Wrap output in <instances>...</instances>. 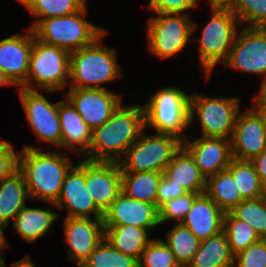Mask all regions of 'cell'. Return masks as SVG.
Instances as JSON below:
<instances>
[{
    "instance_id": "obj_1",
    "label": "cell",
    "mask_w": 266,
    "mask_h": 267,
    "mask_svg": "<svg viewBox=\"0 0 266 267\" xmlns=\"http://www.w3.org/2000/svg\"><path fill=\"white\" fill-rule=\"evenodd\" d=\"M59 149L42 151L25 145L19 151L18 170L23 174L29 197L51 205L57 202L66 173L73 165Z\"/></svg>"
},
{
    "instance_id": "obj_2",
    "label": "cell",
    "mask_w": 266,
    "mask_h": 267,
    "mask_svg": "<svg viewBox=\"0 0 266 267\" xmlns=\"http://www.w3.org/2000/svg\"><path fill=\"white\" fill-rule=\"evenodd\" d=\"M122 105L107 122L92 131L87 160L118 163L146 128L143 106Z\"/></svg>"
},
{
    "instance_id": "obj_3",
    "label": "cell",
    "mask_w": 266,
    "mask_h": 267,
    "mask_svg": "<svg viewBox=\"0 0 266 267\" xmlns=\"http://www.w3.org/2000/svg\"><path fill=\"white\" fill-rule=\"evenodd\" d=\"M93 44L70 53L69 88H104L100 84L122 77L115 49L102 46V37Z\"/></svg>"
},
{
    "instance_id": "obj_4",
    "label": "cell",
    "mask_w": 266,
    "mask_h": 267,
    "mask_svg": "<svg viewBox=\"0 0 266 267\" xmlns=\"http://www.w3.org/2000/svg\"><path fill=\"white\" fill-rule=\"evenodd\" d=\"M210 7L211 19L204 25L200 39H193L198 42L199 59L207 77L217 63L226 61L238 33L236 28L241 26L226 4L212 3Z\"/></svg>"
},
{
    "instance_id": "obj_5",
    "label": "cell",
    "mask_w": 266,
    "mask_h": 267,
    "mask_svg": "<svg viewBox=\"0 0 266 267\" xmlns=\"http://www.w3.org/2000/svg\"><path fill=\"white\" fill-rule=\"evenodd\" d=\"M143 106L145 127L157 133L170 134L184 141L183 132L190 127V96L176 87H164Z\"/></svg>"
},
{
    "instance_id": "obj_6",
    "label": "cell",
    "mask_w": 266,
    "mask_h": 267,
    "mask_svg": "<svg viewBox=\"0 0 266 267\" xmlns=\"http://www.w3.org/2000/svg\"><path fill=\"white\" fill-rule=\"evenodd\" d=\"M87 11L86 4L74 14L42 19L33 28L35 37L69 53L90 46L107 30L86 21L84 16Z\"/></svg>"
},
{
    "instance_id": "obj_7",
    "label": "cell",
    "mask_w": 266,
    "mask_h": 267,
    "mask_svg": "<svg viewBox=\"0 0 266 267\" xmlns=\"http://www.w3.org/2000/svg\"><path fill=\"white\" fill-rule=\"evenodd\" d=\"M70 53L62 48L41 42L35 37L30 54L29 71L20 88L56 92L69 84Z\"/></svg>"
},
{
    "instance_id": "obj_8",
    "label": "cell",
    "mask_w": 266,
    "mask_h": 267,
    "mask_svg": "<svg viewBox=\"0 0 266 267\" xmlns=\"http://www.w3.org/2000/svg\"><path fill=\"white\" fill-rule=\"evenodd\" d=\"M183 141L170 134H149L143 132L126 150L119 161L122 173L162 172L171 162L174 154L181 148Z\"/></svg>"
},
{
    "instance_id": "obj_9",
    "label": "cell",
    "mask_w": 266,
    "mask_h": 267,
    "mask_svg": "<svg viewBox=\"0 0 266 267\" xmlns=\"http://www.w3.org/2000/svg\"><path fill=\"white\" fill-rule=\"evenodd\" d=\"M236 97H207L190 95V126L198 116L202 129L201 137H222L231 139L240 109ZM193 121V122H192Z\"/></svg>"
},
{
    "instance_id": "obj_10",
    "label": "cell",
    "mask_w": 266,
    "mask_h": 267,
    "mask_svg": "<svg viewBox=\"0 0 266 267\" xmlns=\"http://www.w3.org/2000/svg\"><path fill=\"white\" fill-rule=\"evenodd\" d=\"M195 29L197 24L187 14L156 13L148 21V48L159 59L175 56L186 48Z\"/></svg>"
},
{
    "instance_id": "obj_11",
    "label": "cell",
    "mask_w": 266,
    "mask_h": 267,
    "mask_svg": "<svg viewBox=\"0 0 266 267\" xmlns=\"http://www.w3.org/2000/svg\"><path fill=\"white\" fill-rule=\"evenodd\" d=\"M18 90L28 124L37 138L59 147L61 143L59 101L51 103L37 90L25 88Z\"/></svg>"
},
{
    "instance_id": "obj_12",
    "label": "cell",
    "mask_w": 266,
    "mask_h": 267,
    "mask_svg": "<svg viewBox=\"0 0 266 267\" xmlns=\"http://www.w3.org/2000/svg\"><path fill=\"white\" fill-rule=\"evenodd\" d=\"M225 66L266 76V28L245 26L237 33Z\"/></svg>"
},
{
    "instance_id": "obj_13",
    "label": "cell",
    "mask_w": 266,
    "mask_h": 267,
    "mask_svg": "<svg viewBox=\"0 0 266 267\" xmlns=\"http://www.w3.org/2000/svg\"><path fill=\"white\" fill-rule=\"evenodd\" d=\"M64 94L92 131L107 122L122 103L121 95L106 88H69Z\"/></svg>"
},
{
    "instance_id": "obj_14",
    "label": "cell",
    "mask_w": 266,
    "mask_h": 267,
    "mask_svg": "<svg viewBox=\"0 0 266 267\" xmlns=\"http://www.w3.org/2000/svg\"><path fill=\"white\" fill-rule=\"evenodd\" d=\"M73 164L66 173L54 207L66 209V217L103 218L104 213L95 205L85 183V160Z\"/></svg>"
},
{
    "instance_id": "obj_15",
    "label": "cell",
    "mask_w": 266,
    "mask_h": 267,
    "mask_svg": "<svg viewBox=\"0 0 266 267\" xmlns=\"http://www.w3.org/2000/svg\"><path fill=\"white\" fill-rule=\"evenodd\" d=\"M63 226L68 261L80 267L104 238L103 218L65 217Z\"/></svg>"
},
{
    "instance_id": "obj_16",
    "label": "cell",
    "mask_w": 266,
    "mask_h": 267,
    "mask_svg": "<svg viewBox=\"0 0 266 267\" xmlns=\"http://www.w3.org/2000/svg\"><path fill=\"white\" fill-rule=\"evenodd\" d=\"M233 158L249 160L266 149V128L263 118L251 106L247 111H240L231 137Z\"/></svg>"
},
{
    "instance_id": "obj_17",
    "label": "cell",
    "mask_w": 266,
    "mask_h": 267,
    "mask_svg": "<svg viewBox=\"0 0 266 267\" xmlns=\"http://www.w3.org/2000/svg\"><path fill=\"white\" fill-rule=\"evenodd\" d=\"M122 171L117 162H94L85 159V183L95 205L103 212L121 192Z\"/></svg>"
},
{
    "instance_id": "obj_18",
    "label": "cell",
    "mask_w": 266,
    "mask_h": 267,
    "mask_svg": "<svg viewBox=\"0 0 266 267\" xmlns=\"http://www.w3.org/2000/svg\"><path fill=\"white\" fill-rule=\"evenodd\" d=\"M104 226L133 225L153 229L160 225L159 209L155 204L128 197L120 192L103 216Z\"/></svg>"
},
{
    "instance_id": "obj_19",
    "label": "cell",
    "mask_w": 266,
    "mask_h": 267,
    "mask_svg": "<svg viewBox=\"0 0 266 267\" xmlns=\"http://www.w3.org/2000/svg\"><path fill=\"white\" fill-rule=\"evenodd\" d=\"M27 35L15 34L0 41V69L9 81L20 88L26 81L34 31L27 28Z\"/></svg>"
},
{
    "instance_id": "obj_20",
    "label": "cell",
    "mask_w": 266,
    "mask_h": 267,
    "mask_svg": "<svg viewBox=\"0 0 266 267\" xmlns=\"http://www.w3.org/2000/svg\"><path fill=\"white\" fill-rule=\"evenodd\" d=\"M183 146L193 156L206 179L227 169L233 159L231 139L200 136L194 141L185 139Z\"/></svg>"
},
{
    "instance_id": "obj_21",
    "label": "cell",
    "mask_w": 266,
    "mask_h": 267,
    "mask_svg": "<svg viewBox=\"0 0 266 267\" xmlns=\"http://www.w3.org/2000/svg\"><path fill=\"white\" fill-rule=\"evenodd\" d=\"M224 215L218 205L206 194H199L181 224L200 241L223 231Z\"/></svg>"
},
{
    "instance_id": "obj_22",
    "label": "cell",
    "mask_w": 266,
    "mask_h": 267,
    "mask_svg": "<svg viewBox=\"0 0 266 267\" xmlns=\"http://www.w3.org/2000/svg\"><path fill=\"white\" fill-rule=\"evenodd\" d=\"M59 119L61 143L58 148H69L72 150L70 153L87 156L92 142V130L67 99L59 101Z\"/></svg>"
},
{
    "instance_id": "obj_23",
    "label": "cell",
    "mask_w": 266,
    "mask_h": 267,
    "mask_svg": "<svg viewBox=\"0 0 266 267\" xmlns=\"http://www.w3.org/2000/svg\"><path fill=\"white\" fill-rule=\"evenodd\" d=\"M163 174L187 192L205 193L207 179L196 165L193 156L183 145L174 154Z\"/></svg>"
},
{
    "instance_id": "obj_24",
    "label": "cell",
    "mask_w": 266,
    "mask_h": 267,
    "mask_svg": "<svg viewBox=\"0 0 266 267\" xmlns=\"http://www.w3.org/2000/svg\"><path fill=\"white\" fill-rule=\"evenodd\" d=\"M59 217L60 214L50 208H30L25 205L14 218L12 228L20 238L32 243L44 236Z\"/></svg>"
},
{
    "instance_id": "obj_25",
    "label": "cell",
    "mask_w": 266,
    "mask_h": 267,
    "mask_svg": "<svg viewBox=\"0 0 266 267\" xmlns=\"http://www.w3.org/2000/svg\"><path fill=\"white\" fill-rule=\"evenodd\" d=\"M153 229L133 225L104 226V238L117 250L139 261L145 247L153 240Z\"/></svg>"
},
{
    "instance_id": "obj_26",
    "label": "cell",
    "mask_w": 266,
    "mask_h": 267,
    "mask_svg": "<svg viewBox=\"0 0 266 267\" xmlns=\"http://www.w3.org/2000/svg\"><path fill=\"white\" fill-rule=\"evenodd\" d=\"M234 254L224 231L204 239L187 267H233Z\"/></svg>"
},
{
    "instance_id": "obj_27",
    "label": "cell",
    "mask_w": 266,
    "mask_h": 267,
    "mask_svg": "<svg viewBox=\"0 0 266 267\" xmlns=\"http://www.w3.org/2000/svg\"><path fill=\"white\" fill-rule=\"evenodd\" d=\"M27 197L25 178L19 170L4 178L0 182V222L8 227L9 220L15 218L25 206Z\"/></svg>"
},
{
    "instance_id": "obj_28",
    "label": "cell",
    "mask_w": 266,
    "mask_h": 267,
    "mask_svg": "<svg viewBox=\"0 0 266 267\" xmlns=\"http://www.w3.org/2000/svg\"><path fill=\"white\" fill-rule=\"evenodd\" d=\"M162 172L122 173L121 192L133 199L155 204Z\"/></svg>"
},
{
    "instance_id": "obj_29",
    "label": "cell",
    "mask_w": 266,
    "mask_h": 267,
    "mask_svg": "<svg viewBox=\"0 0 266 267\" xmlns=\"http://www.w3.org/2000/svg\"><path fill=\"white\" fill-rule=\"evenodd\" d=\"M205 193L225 213L231 211L244 200L227 169L207 178Z\"/></svg>"
},
{
    "instance_id": "obj_30",
    "label": "cell",
    "mask_w": 266,
    "mask_h": 267,
    "mask_svg": "<svg viewBox=\"0 0 266 267\" xmlns=\"http://www.w3.org/2000/svg\"><path fill=\"white\" fill-rule=\"evenodd\" d=\"M164 243L170 248L181 267H187L199 249L200 240L181 223L167 232Z\"/></svg>"
},
{
    "instance_id": "obj_31",
    "label": "cell",
    "mask_w": 266,
    "mask_h": 267,
    "mask_svg": "<svg viewBox=\"0 0 266 267\" xmlns=\"http://www.w3.org/2000/svg\"><path fill=\"white\" fill-rule=\"evenodd\" d=\"M227 170L243 199L261 198L262 182L251 161L233 158Z\"/></svg>"
},
{
    "instance_id": "obj_32",
    "label": "cell",
    "mask_w": 266,
    "mask_h": 267,
    "mask_svg": "<svg viewBox=\"0 0 266 267\" xmlns=\"http://www.w3.org/2000/svg\"><path fill=\"white\" fill-rule=\"evenodd\" d=\"M86 0H29L24 6L38 17L29 27L33 29L42 19L67 16L80 11Z\"/></svg>"
},
{
    "instance_id": "obj_33",
    "label": "cell",
    "mask_w": 266,
    "mask_h": 267,
    "mask_svg": "<svg viewBox=\"0 0 266 267\" xmlns=\"http://www.w3.org/2000/svg\"><path fill=\"white\" fill-rule=\"evenodd\" d=\"M80 267H139L138 260L115 249L105 238Z\"/></svg>"
},
{
    "instance_id": "obj_34",
    "label": "cell",
    "mask_w": 266,
    "mask_h": 267,
    "mask_svg": "<svg viewBox=\"0 0 266 267\" xmlns=\"http://www.w3.org/2000/svg\"><path fill=\"white\" fill-rule=\"evenodd\" d=\"M223 231L234 256L261 239L248 223L237 219L230 211L224 215Z\"/></svg>"
},
{
    "instance_id": "obj_35",
    "label": "cell",
    "mask_w": 266,
    "mask_h": 267,
    "mask_svg": "<svg viewBox=\"0 0 266 267\" xmlns=\"http://www.w3.org/2000/svg\"><path fill=\"white\" fill-rule=\"evenodd\" d=\"M237 219L248 223L261 239L266 238V201L244 199L230 211Z\"/></svg>"
},
{
    "instance_id": "obj_36",
    "label": "cell",
    "mask_w": 266,
    "mask_h": 267,
    "mask_svg": "<svg viewBox=\"0 0 266 267\" xmlns=\"http://www.w3.org/2000/svg\"><path fill=\"white\" fill-rule=\"evenodd\" d=\"M225 4L241 24L266 28V0H228Z\"/></svg>"
},
{
    "instance_id": "obj_37",
    "label": "cell",
    "mask_w": 266,
    "mask_h": 267,
    "mask_svg": "<svg viewBox=\"0 0 266 267\" xmlns=\"http://www.w3.org/2000/svg\"><path fill=\"white\" fill-rule=\"evenodd\" d=\"M139 267H181L170 248L161 239H153L143 250Z\"/></svg>"
},
{
    "instance_id": "obj_38",
    "label": "cell",
    "mask_w": 266,
    "mask_h": 267,
    "mask_svg": "<svg viewBox=\"0 0 266 267\" xmlns=\"http://www.w3.org/2000/svg\"><path fill=\"white\" fill-rule=\"evenodd\" d=\"M199 194L188 192L183 196L174 198L171 201H167L159 208V223H165L169 220H177L178 223H181L190 210L194 199Z\"/></svg>"
},
{
    "instance_id": "obj_39",
    "label": "cell",
    "mask_w": 266,
    "mask_h": 267,
    "mask_svg": "<svg viewBox=\"0 0 266 267\" xmlns=\"http://www.w3.org/2000/svg\"><path fill=\"white\" fill-rule=\"evenodd\" d=\"M233 267H266V238L237 253Z\"/></svg>"
},
{
    "instance_id": "obj_40",
    "label": "cell",
    "mask_w": 266,
    "mask_h": 267,
    "mask_svg": "<svg viewBox=\"0 0 266 267\" xmlns=\"http://www.w3.org/2000/svg\"><path fill=\"white\" fill-rule=\"evenodd\" d=\"M197 4V0H150L148 8L157 14H183L184 11L197 7Z\"/></svg>"
},
{
    "instance_id": "obj_41",
    "label": "cell",
    "mask_w": 266,
    "mask_h": 267,
    "mask_svg": "<svg viewBox=\"0 0 266 267\" xmlns=\"http://www.w3.org/2000/svg\"><path fill=\"white\" fill-rule=\"evenodd\" d=\"M9 141H0V182L18 170L19 152Z\"/></svg>"
},
{
    "instance_id": "obj_42",
    "label": "cell",
    "mask_w": 266,
    "mask_h": 267,
    "mask_svg": "<svg viewBox=\"0 0 266 267\" xmlns=\"http://www.w3.org/2000/svg\"><path fill=\"white\" fill-rule=\"evenodd\" d=\"M188 192L181 186L173 183L172 180L168 179L164 174L158 185L157 190V208L159 209L167 201H171L174 198L183 196Z\"/></svg>"
},
{
    "instance_id": "obj_43",
    "label": "cell",
    "mask_w": 266,
    "mask_h": 267,
    "mask_svg": "<svg viewBox=\"0 0 266 267\" xmlns=\"http://www.w3.org/2000/svg\"><path fill=\"white\" fill-rule=\"evenodd\" d=\"M261 182L266 179V149L251 160Z\"/></svg>"
},
{
    "instance_id": "obj_44",
    "label": "cell",
    "mask_w": 266,
    "mask_h": 267,
    "mask_svg": "<svg viewBox=\"0 0 266 267\" xmlns=\"http://www.w3.org/2000/svg\"><path fill=\"white\" fill-rule=\"evenodd\" d=\"M4 228H7V226L5 224H3L2 222H0V264L5 262L4 256H3L4 251L2 249L4 247L8 246L6 239H5L4 231H3Z\"/></svg>"
},
{
    "instance_id": "obj_45",
    "label": "cell",
    "mask_w": 266,
    "mask_h": 267,
    "mask_svg": "<svg viewBox=\"0 0 266 267\" xmlns=\"http://www.w3.org/2000/svg\"><path fill=\"white\" fill-rule=\"evenodd\" d=\"M252 107L263 118V122H264L265 128H266V102H255Z\"/></svg>"
},
{
    "instance_id": "obj_46",
    "label": "cell",
    "mask_w": 266,
    "mask_h": 267,
    "mask_svg": "<svg viewBox=\"0 0 266 267\" xmlns=\"http://www.w3.org/2000/svg\"><path fill=\"white\" fill-rule=\"evenodd\" d=\"M253 97L254 102H266V76L263 79L259 94L257 96L253 95Z\"/></svg>"
},
{
    "instance_id": "obj_47",
    "label": "cell",
    "mask_w": 266,
    "mask_h": 267,
    "mask_svg": "<svg viewBox=\"0 0 266 267\" xmlns=\"http://www.w3.org/2000/svg\"><path fill=\"white\" fill-rule=\"evenodd\" d=\"M11 267H36L34 263L30 260V257L27 256L20 261L14 262L11 264Z\"/></svg>"
},
{
    "instance_id": "obj_48",
    "label": "cell",
    "mask_w": 266,
    "mask_h": 267,
    "mask_svg": "<svg viewBox=\"0 0 266 267\" xmlns=\"http://www.w3.org/2000/svg\"><path fill=\"white\" fill-rule=\"evenodd\" d=\"M13 85L6 77L5 73L0 69V86Z\"/></svg>"
},
{
    "instance_id": "obj_49",
    "label": "cell",
    "mask_w": 266,
    "mask_h": 267,
    "mask_svg": "<svg viewBox=\"0 0 266 267\" xmlns=\"http://www.w3.org/2000/svg\"><path fill=\"white\" fill-rule=\"evenodd\" d=\"M261 198L266 201V179L262 181Z\"/></svg>"
},
{
    "instance_id": "obj_50",
    "label": "cell",
    "mask_w": 266,
    "mask_h": 267,
    "mask_svg": "<svg viewBox=\"0 0 266 267\" xmlns=\"http://www.w3.org/2000/svg\"><path fill=\"white\" fill-rule=\"evenodd\" d=\"M210 4L212 3H220V4H225L228 0H209Z\"/></svg>"
},
{
    "instance_id": "obj_51",
    "label": "cell",
    "mask_w": 266,
    "mask_h": 267,
    "mask_svg": "<svg viewBox=\"0 0 266 267\" xmlns=\"http://www.w3.org/2000/svg\"><path fill=\"white\" fill-rule=\"evenodd\" d=\"M19 1L21 4L25 5L29 0H17Z\"/></svg>"
},
{
    "instance_id": "obj_52",
    "label": "cell",
    "mask_w": 266,
    "mask_h": 267,
    "mask_svg": "<svg viewBox=\"0 0 266 267\" xmlns=\"http://www.w3.org/2000/svg\"><path fill=\"white\" fill-rule=\"evenodd\" d=\"M0 267H5V262L0 264Z\"/></svg>"
}]
</instances>
